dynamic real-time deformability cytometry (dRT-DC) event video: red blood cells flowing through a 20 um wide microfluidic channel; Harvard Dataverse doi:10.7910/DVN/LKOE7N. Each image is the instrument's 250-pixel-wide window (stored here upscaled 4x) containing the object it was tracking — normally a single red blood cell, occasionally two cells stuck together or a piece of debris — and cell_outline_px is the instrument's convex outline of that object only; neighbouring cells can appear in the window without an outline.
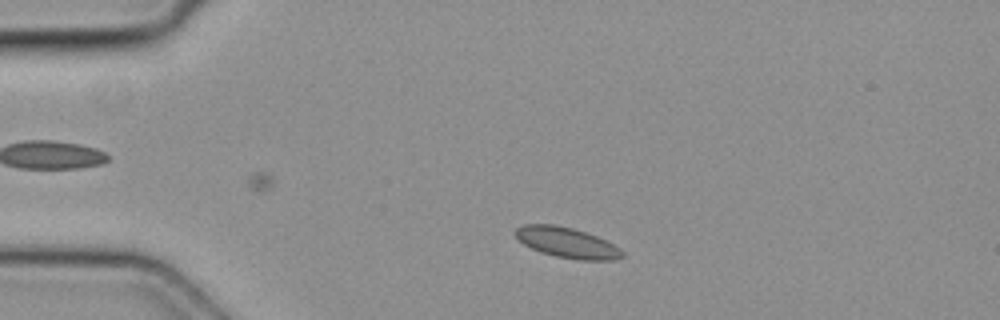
{"species": "common noctule bat (a hibernating species)", "species_latin": "Nyctalus noctula", "temperature_condition": "cold", "stored_images_in_passage": 3, "camera_frame_rate_fps": 3000, "um_per_image_px": 0.085, "animal": {"sex": "female", "body_mass_g": 19.3, "forearm_length_mm": 54.1}, "frame": {"image": 1, "passage_image": 1, "time_ms": 0.0, "image_size_px": [1000, 320], "cell_outline_px": [[624, 256], [616, 260], [580, 260], [556, 256], [540, 252], [524, 244], [512, 232], [516, 228], [524, 224], [556, 224], [572, 228], [596, 236], [620, 248], [624, 252]], "centroid_in_image_um": [48.18, 20.62], "position_along_channel_um": 36.8, "area_um2": 18.9}}
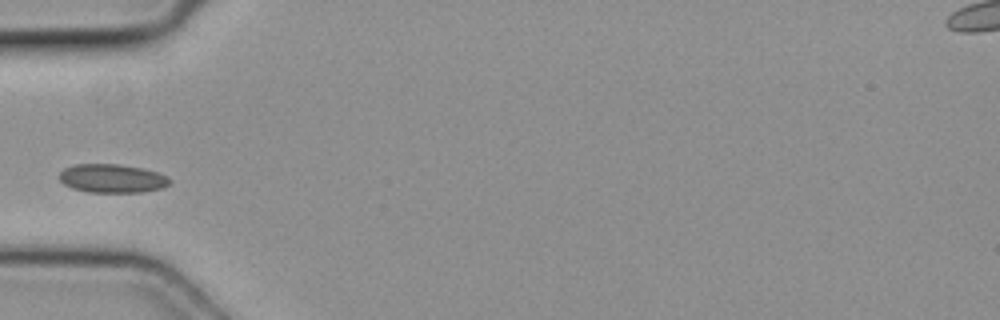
{"frame": {"image": 2, "passage_image": 3, "time_ms": 0.667, "image_size_px": [1000, 320], "cell_outline_px": [[172, 180], [168, 184], [160, 188], [140, 192], [88, 192], [72, 188], [64, 184], [56, 176], [64, 168], [72, 164], [120, 164], [144, 168], [168, 176]], "centroid_in_image_um": [9.49, 15.15], "position_along_channel_um": 75.5, "area_um2": 18.55}}